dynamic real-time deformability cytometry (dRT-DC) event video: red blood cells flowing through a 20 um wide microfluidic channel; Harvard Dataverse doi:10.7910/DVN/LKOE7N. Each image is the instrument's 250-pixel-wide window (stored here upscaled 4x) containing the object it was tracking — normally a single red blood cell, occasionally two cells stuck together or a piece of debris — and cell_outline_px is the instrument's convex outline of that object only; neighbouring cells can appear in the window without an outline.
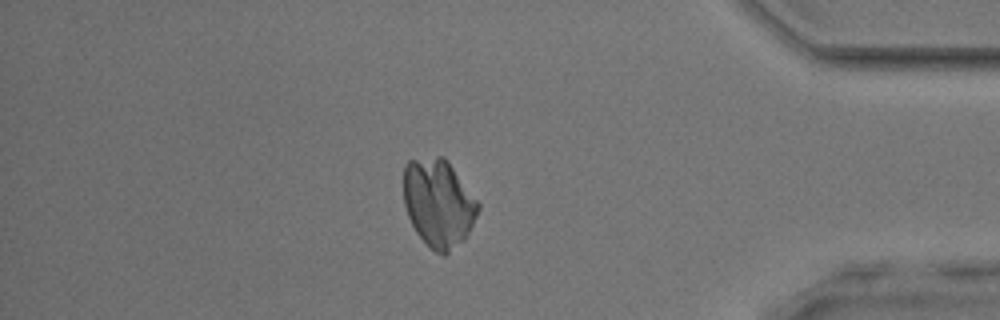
{"species": "common noctule bat (a hibernating species)", "species_latin": "Nyctalus noctula", "temperature_condition": "room temperature", "stored_images_in_passage": 51, "camera_frame_rate_fps": 3000, "um_per_image_px": 0.085, "animal": {"sex": "male", "body_mass_g": 17.9, "forearm_length_mm": 54.2}, "frame": {"image": 1, "passage_image": 44, "time_ms": 14.333, "image_size_px": [1000, 320], "cell_outline_px": [[480, 208], [464, 240], [444, 256], [436, 252], [416, 232], [408, 216], [404, 204], [404, 164], [408, 160], [436, 156], [444, 156], [448, 160], [480, 204]], "centroid_in_image_um": [37.27, 17.23], "position_along_channel_um": 397.9, "area_um2": 38.09}}
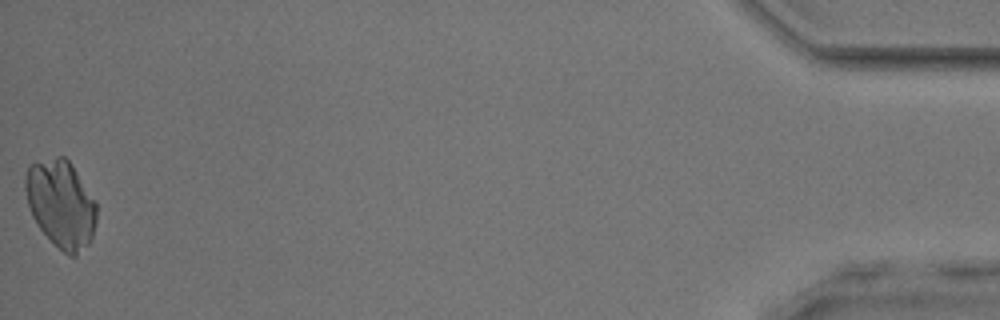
{"frame": {"image": 2, "passage_image": 51, "time_ms": 16.667, "image_size_px": [1000, 320], "cell_outline_px": [[96, 220], [92, 240], [76, 256], [68, 256], [40, 228], [32, 216], [28, 204], [24, 188], [24, 176], [28, 168], [32, 164], [56, 156], [64, 156], [68, 160], [96, 200]], "centroid_in_image_um": [5.19, 17.32], "position_along_channel_um": 430.0, "area_um2": 36.13}}